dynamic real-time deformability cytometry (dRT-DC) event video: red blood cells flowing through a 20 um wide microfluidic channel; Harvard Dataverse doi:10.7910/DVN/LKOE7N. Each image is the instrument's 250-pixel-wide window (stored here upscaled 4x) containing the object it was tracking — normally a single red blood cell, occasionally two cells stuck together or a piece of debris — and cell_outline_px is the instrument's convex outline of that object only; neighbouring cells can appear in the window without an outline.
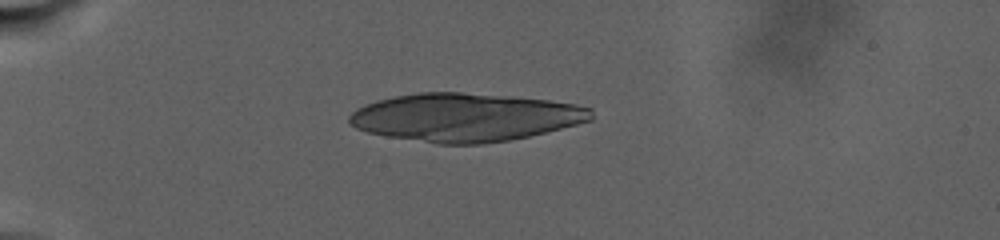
{"species": "human", "species_latin": "Homo sapiens", "temperature_condition": "warm", "stored_images_in_passage": 60, "camera_frame_rate_fps": 3000, "um_per_image_px": 0.085, "donor": {"sex": "male"}, "frame": {"image": 1, "passage_image": 12, "time_ms": 8.667, "image_size_px": [1000, 240], "cell_outline_px": [[592, 120], [528, 136], [508, 140], [480, 144], [440, 144], [384, 136], [368, 132], [356, 128], [348, 120], [348, 116], [356, 108], [376, 100], [396, 96], [420, 92], [460, 92], [508, 96], [548, 100], [572, 104], [592, 108]], "centroid_in_image_um": [39.49, 9.97], "position_along_channel_um": 45.5, "area_um2": 67.57}}
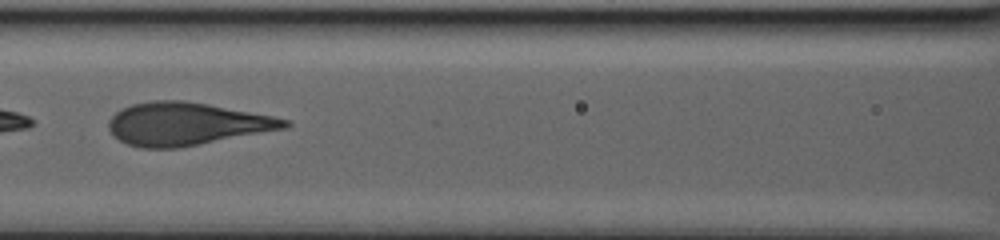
{"frame": {"image": 2, "passage_image": 20, "time_ms": 15.667, "image_size_px": [1000, 240], "cell_outline_px": [[292, 124], [288, 128], [176, 148], [140, 148], [128, 144], [120, 140], [108, 128], [108, 120], [116, 112], [132, 104], [152, 100], [184, 100], [208, 104], [272, 116], [288, 120]], "centroid_in_image_um": [15.84, 10.52], "position_along_channel_um": 150.8, "area_um2": 43.52}}
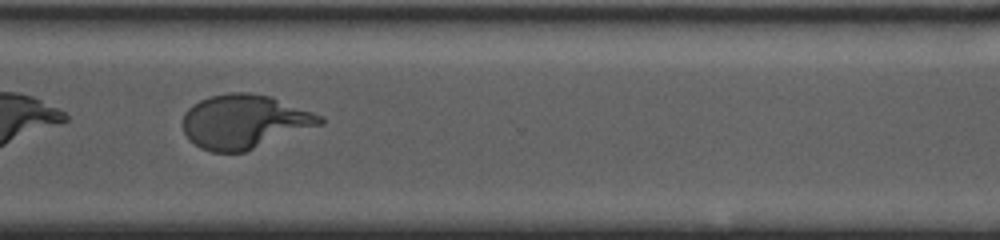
{"frame": {"image": 3, "passage_image": 45, "time_ms": 24.333, "image_size_px": [1000, 240], "cell_outline_px": [[324, 124], [244, 152], [212, 152], [200, 148], [184, 132], [184, 112], [192, 104], [208, 96], [228, 92], [248, 92], [272, 96], [324, 116]], "centroid_in_image_um": [20.81, 10.32], "position_along_channel_um": 349.8, "area_um2": 43.29}}